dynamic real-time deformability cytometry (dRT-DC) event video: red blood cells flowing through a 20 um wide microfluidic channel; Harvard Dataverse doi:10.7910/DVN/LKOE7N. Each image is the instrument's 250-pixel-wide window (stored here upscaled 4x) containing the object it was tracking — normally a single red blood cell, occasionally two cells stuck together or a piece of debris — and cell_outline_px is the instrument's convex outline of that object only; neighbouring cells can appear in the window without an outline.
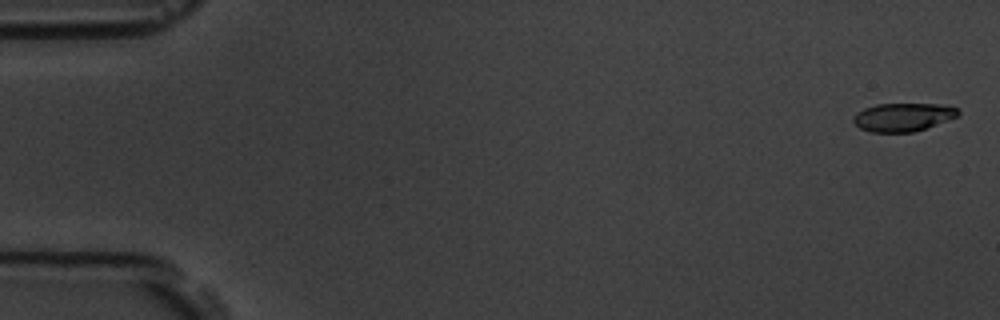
{"species": "common noctule bat (a hibernating species)", "species_latin": "Nyctalus noctula", "temperature_condition": "room temperature", "stored_images_in_passage": 57, "camera_frame_rate_fps": 3000, "um_per_image_px": 0.085, "animal": {"sex": "male", "body_mass_g": 19.5, "forearm_length_mm": 54.6}, "frame": {"image": 1, "passage_image": 2, "time_ms": 0.333, "image_size_px": [1000, 320], "cell_outline_px": [[960, 116], [912, 132], [872, 132], [860, 128], [852, 120], [856, 112], [864, 108], [876, 104], [936, 104], [956, 108], [960, 112]], "centroid_in_image_um": [76.73, 9.95], "position_along_channel_um": 8.3, "area_um2": 17.11}}
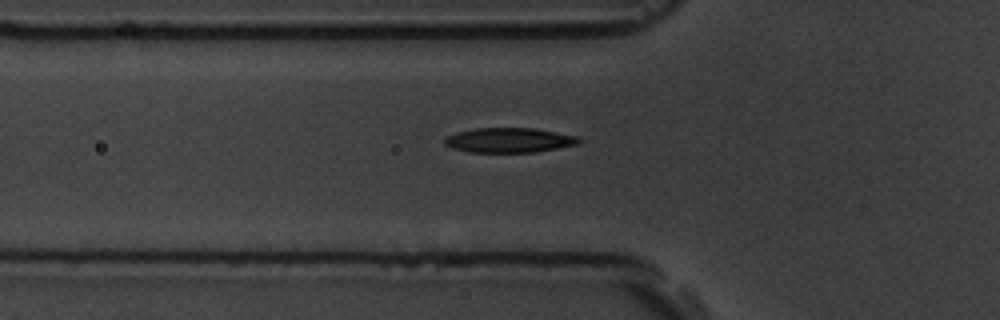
{"frame": {"image": 2, "passage_image": 20, "time_ms": 6.333, "image_size_px": [1000, 320], "cell_outline_px": [[580, 144], [536, 152], [468, 152], [452, 148], [444, 144], [444, 140], [448, 136], [456, 132], [476, 128], [536, 128], [580, 136]], "centroid_in_image_um": [43.32, 11.91], "position_along_channel_um": 82.5, "area_um2": 19.54}}
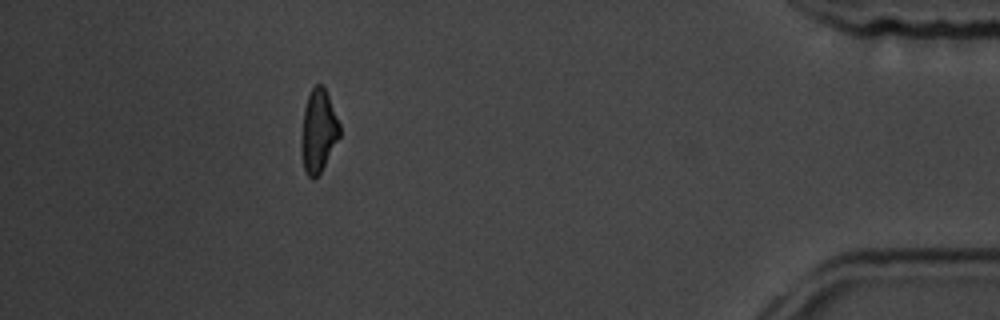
{"frame": {"image": 3, "passage_image": 51, "time_ms": 16.667, "image_size_px": [1000, 320], "cell_outline_px": [[340, 136], [320, 172], [312, 180], [308, 176], [304, 168], [300, 144], [304, 108], [308, 96], [312, 88], [316, 84], [320, 84], [324, 88], [328, 96], [340, 124]], "centroid_in_image_um": [27.05, 11.13], "position_along_channel_um": 408.2, "area_um2": 18.21}, "authors_computed_cell_mechanics": {"area_um2": 18.785, "velocity_mm_per_s": 3.6699, "shape_relaxation_time_tau1_ms": 2.4087, "shape_relaxation_time_tau2_ms": 2.1405, "deformation_change_tau1": 0.1361, "deformation_change_tau2": 0.0924}}